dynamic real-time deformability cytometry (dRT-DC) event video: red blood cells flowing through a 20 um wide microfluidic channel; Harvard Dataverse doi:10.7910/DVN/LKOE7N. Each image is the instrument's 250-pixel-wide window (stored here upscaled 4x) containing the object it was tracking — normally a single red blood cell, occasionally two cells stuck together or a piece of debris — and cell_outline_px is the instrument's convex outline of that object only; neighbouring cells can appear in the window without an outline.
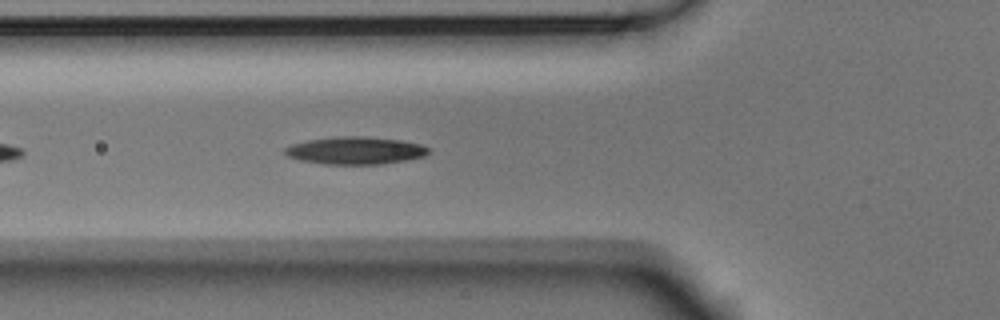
{"species": "Egyptian fruit bat (a non-hibernating species)", "species_latin": "Rousettus aegyptiacus", "temperature_condition": "room temperature", "stored_images_in_passage": 42, "camera_frame_rate_fps": 3000, "um_per_image_px": 0.085, "animal": {"sex": "male"}, "frame": {"image": 1, "passage_image": 6, "time_ms": 1.667, "image_size_px": [1000, 320], "cell_outline_px": [[428, 152], [424, 156], [404, 160], [380, 164], [324, 164], [300, 160], [288, 156], [284, 152], [284, 148], [292, 144], [308, 140], [336, 136], [364, 136], [400, 140], [420, 144], [428, 148]], "centroid_in_image_um": [30.17, 12.79], "position_along_channel_um": 95.6, "area_um2": 22.83}}
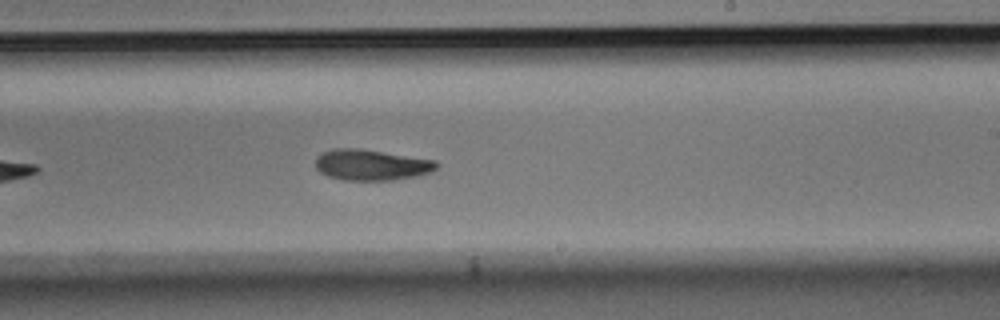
{"frame": {"image": 2, "passage_image": 19, "time_ms": 6.0, "image_size_px": [1000, 320], "cell_outline_px": [[440, 164], [432, 172], [416, 176], [392, 180], [344, 180], [328, 176], [320, 172], [316, 168], [316, 156], [332, 148], [360, 148], [436, 160]], "centroid_in_image_um": [31.58, 14.01], "position_along_channel_um": 257.4, "area_um2": 21.91}}
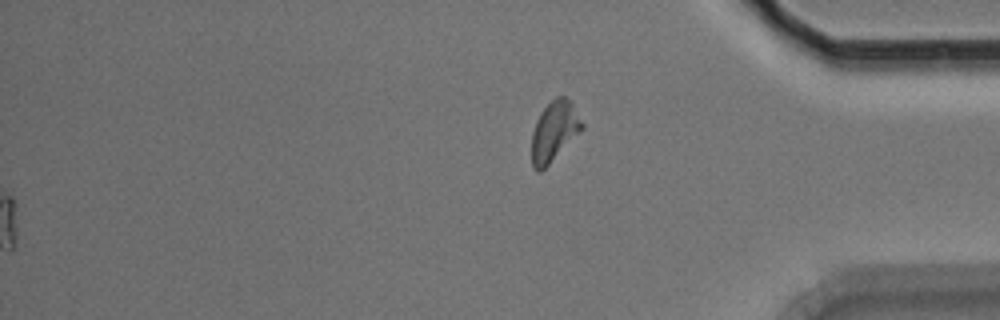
{"frame": {"image": 3, "passage_image": 42, "time_ms": 13.667, "image_size_px": [1000, 320], "cell_outline_px": [[584, 128], [540, 172], [536, 172], [532, 168], [532, 132], [536, 120], [540, 112], [556, 96], [564, 96], [572, 104], [584, 124]], "centroid_in_image_um": [47.09, 11.16], "position_along_channel_um": 388.1, "area_um2": 17.34}, "authors_computed_cell_mechanics": {"area_um2": 21.8484, "velocity_mm_per_s": 3.7264, "shape_relaxation_time_tau1_ms": 5.9623, "shape_relaxation_time_tau2_ms": 10.2298, "deformation_change_tau1": 0.144, "deformation_change_tau2": 0.192}}